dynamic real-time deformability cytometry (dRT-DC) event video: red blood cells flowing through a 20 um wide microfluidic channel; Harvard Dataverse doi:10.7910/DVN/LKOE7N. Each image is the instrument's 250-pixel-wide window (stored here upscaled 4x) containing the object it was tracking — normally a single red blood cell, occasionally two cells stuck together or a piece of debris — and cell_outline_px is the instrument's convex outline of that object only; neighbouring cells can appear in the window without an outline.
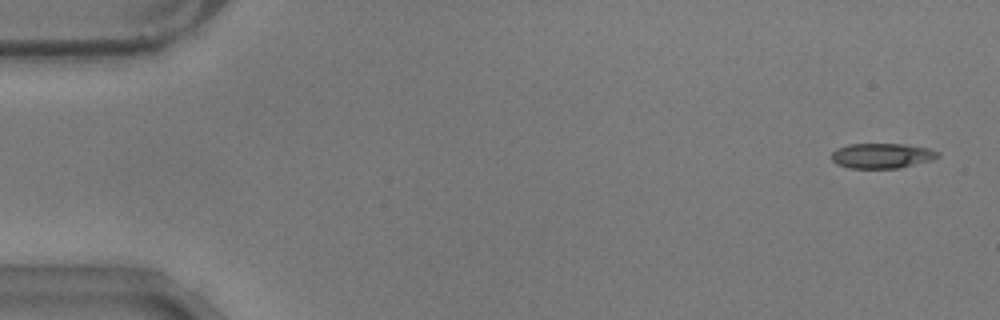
{"species": "common noctule bat (a hibernating species)", "species_latin": "Nyctalus noctula", "temperature_condition": "warm", "stored_images_in_passage": 14, "camera_frame_rate_fps": 3000, "um_per_image_px": 0.085, "animal": {"sex": "male", "body_mass_g": 17.9}, "frame": {"image": 1, "passage_image": 3, "time_ms": 0.667, "image_size_px": [1000, 320], "cell_outline_px": [[940, 156], [932, 160], [900, 168], [848, 168], [836, 164], [832, 160], [832, 152], [836, 148], [848, 144], [904, 144], [928, 148], [940, 152]], "centroid_in_image_um": [74.96, 13.24], "position_along_channel_um": 10.0, "area_um2": 15.66}}